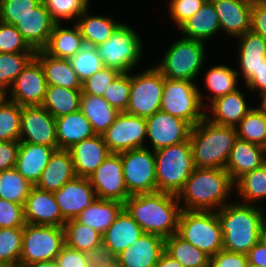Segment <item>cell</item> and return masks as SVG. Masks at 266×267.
I'll list each match as a JSON object with an SVG mask.
<instances>
[{
	"label": "cell",
	"mask_w": 266,
	"mask_h": 267,
	"mask_svg": "<svg viewBox=\"0 0 266 267\" xmlns=\"http://www.w3.org/2000/svg\"><path fill=\"white\" fill-rule=\"evenodd\" d=\"M234 190L235 182L225 169L196 167L177 199L183 210L216 212L234 200Z\"/></svg>",
	"instance_id": "6da1fadb"
},
{
	"label": "cell",
	"mask_w": 266,
	"mask_h": 267,
	"mask_svg": "<svg viewBox=\"0 0 266 267\" xmlns=\"http://www.w3.org/2000/svg\"><path fill=\"white\" fill-rule=\"evenodd\" d=\"M124 208L144 233L158 235L164 240L177 234L182 211L177 195L160 191L131 195Z\"/></svg>",
	"instance_id": "7a4b0ae2"
},
{
	"label": "cell",
	"mask_w": 266,
	"mask_h": 267,
	"mask_svg": "<svg viewBox=\"0 0 266 267\" xmlns=\"http://www.w3.org/2000/svg\"><path fill=\"white\" fill-rule=\"evenodd\" d=\"M216 214L223 234V250L246 255L262 239L263 207L235 199Z\"/></svg>",
	"instance_id": "3957f363"
},
{
	"label": "cell",
	"mask_w": 266,
	"mask_h": 267,
	"mask_svg": "<svg viewBox=\"0 0 266 267\" xmlns=\"http://www.w3.org/2000/svg\"><path fill=\"white\" fill-rule=\"evenodd\" d=\"M237 138L234 127L216 125L204 118L191 128L189 137L195 167L225 169Z\"/></svg>",
	"instance_id": "277c9868"
},
{
	"label": "cell",
	"mask_w": 266,
	"mask_h": 267,
	"mask_svg": "<svg viewBox=\"0 0 266 267\" xmlns=\"http://www.w3.org/2000/svg\"><path fill=\"white\" fill-rule=\"evenodd\" d=\"M206 44L183 36L176 38L154 66L165 78L197 82L209 55Z\"/></svg>",
	"instance_id": "5b68a950"
},
{
	"label": "cell",
	"mask_w": 266,
	"mask_h": 267,
	"mask_svg": "<svg viewBox=\"0 0 266 267\" xmlns=\"http://www.w3.org/2000/svg\"><path fill=\"white\" fill-rule=\"evenodd\" d=\"M154 153L157 191L178 195L196 168L189 139Z\"/></svg>",
	"instance_id": "8992f818"
},
{
	"label": "cell",
	"mask_w": 266,
	"mask_h": 267,
	"mask_svg": "<svg viewBox=\"0 0 266 267\" xmlns=\"http://www.w3.org/2000/svg\"><path fill=\"white\" fill-rule=\"evenodd\" d=\"M139 34L136 28L124 22L106 42L97 45L104 66L121 73L137 70L145 52V42Z\"/></svg>",
	"instance_id": "52a82bcc"
},
{
	"label": "cell",
	"mask_w": 266,
	"mask_h": 267,
	"mask_svg": "<svg viewBox=\"0 0 266 267\" xmlns=\"http://www.w3.org/2000/svg\"><path fill=\"white\" fill-rule=\"evenodd\" d=\"M177 235L210 258L223 250V234L215 211H181Z\"/></svg>",
	"instance_id": "ba28073f"
},
{
	"label": "cell",
	"mask_w": 266,
	"mask_h": 267,
	"mask_svg": "<svg viewBox=\"0 0 266 267\" xmlns=\"http://www.w3.org/2000/svg\"><path fill=\"white\" fill-rule=\"evenodd\" d=\"M165 77L154 66L131 72V89L126 113L148 118L161 109Z\"/></svg>",
	"instance_id": "9c48e42d"
},
{
	"label": "cell",
	"mask_w": 266,
	"mask_h": 267,
	"mask_svg": "<svg viewBox=\"0 0 266 267\" xmlns=\"http://www.w3.org/2000/svg\"><path fill=\"white\" fill-rule=\"evenodd\" d=\"M198 82L165 78L161 111L187 121L192 127L205 118Z\"/></svg>",
	"instance_id": "30bf717a"
},
{
	"label": "cell",
	"mask_w": 266,
	"mask_h": 267,
	"mask_svg": "<svg viewBox=\"0 0 266 267\" xmlns=\"http://www.w3.org/2000/svg\"><path fill=\"white\" fill-rule=\"evenodd\" d=\"M64 245V227L26 223L19 265L55 260Z\"/></svg>",
	"instance_id": "8fae6325"
},
{
	"label": "cell",
	"mask_w": 266,
	"mask_h": 267,
	"mask_svg": "<svg viewBox=\"0 0 266 267\" xmlns=\"http://www.w3.org/2000/svg\"><path fill=\"white\" fill-rule=\"evenodd\" d=\"M128 194L157 192L156 160L153 150L143 147L119 153Z\"/></svg>",
	"instance_id": "7c38bea8"
},
{
	"label": "cell",
	"mask_w": 266,
	"mask_h": 267,
	"mask_svg": "<svg viewBox=\"0 0 266 267\" xmlns=\"http://www.w3.org/2000/svg\"><path fill=\"white\" fill-rule=\"evenodd\" d=\"M146 118L119 112L102 135L111 153L146 147Z\"/></svg>",
	"instance_id": "4fadbf2b"
},
{
	"label": "cell",
	"mask_w": 266,
	"mask_h": 267,
	"mask_svg": "<svg viewBox=\"0 0 266 267\" xmlns=\"http://www.w3.org/2000/svg\"><path fill=\"white\" fill-rule=\"evenodd\" d=\"M146 127V147L153 151L187 141L192 128L187 121L161 110L146 118Z\"/></svg>",
	"instance_id": "5bb4252c"
},
{
	"label": "cell",
	"mask_w": 266,
	"mask_h": 267,
	"mask_svg": "<svg viewBox=\"0 0 266 267\" xmlns=\"http://www.w3.org/2000/svg\"><path fill=\"white\" fill-rule=\"evenodd\" d=\"M123 164L119 153H110L103 163L88 177L98 199L121 203L130 197L124 182Z\"/></svg>",
	"instance_id": "9a60e30c"
},
{
	"label": "cell",
	"mask_w": 266,
	"mask_h": 267,
	"mask_svg": "<svg viewBox=\"0 0 266 267\" xmlns=\"http://www.w3.org/2000/svg\"><path fill=\"white\" fill-rule=\"evenodd\" d=\"M47 82L40 62L34 57L8 89V99L24 106H41Z\"/></svg>",
	"instance_id": "2e32d148"
},
{
	"label": "cell",
	"mask_w": 266,
	"mask_h": 267,
	"mask_svg": "<svg viewBox=\"0 0 266 267\" xmlns=\"http://www.w3.org/2000/svg\"><path fill=\"white\" fill-rule=\"evenodd\" d=\"M19 141L58 149L55 118L42 106L22 107Z\"/></svg>",
	"instance_id": "e0dca14e"
},
{
	"label": "cell",
	"mask_w": 266,
	"mask_h": 267,
	"mask_svg": "<svg viewBox=\"0 0 266 267\" xmlns=\"http://www.w3.org/2000/svg\"><path fill=\"white\" fill-rule=\"evenodd\" d=\"M237 59L236 70L240 82L245 86L252 78L256 77L259 68L266 60V40L254 32L247 31L236 38ZM238 60V61H237Z\"/></svg>",
	"instance_id": "ac0fdd59"
},
{
	"label": "cell",
	"mask_w": 266,
	"mask_h": 267,
	"mask_svg": "<svg viewBox=\"0 0 266 267\" xmlns=\"http://www.w3.org/2000/svg\"><path fill=\"white\" fill-rule=\"evenodd\" d=\"M53 193L66 220L76 218L98 199L90 180L85 177L76 176Z\"/></svg>",
	"instance_id": "d6986e66"
},
{
	"label": "cell",
	"mask_w": 266,
	"mask_h": 267,
	"mask_svg": "<svg viewBox=\"0 0 266 267\" xmlns=\"http://www.w3.org/2000/svg\"><path fill=\"white\" fill-rule=\"evenodd\" d=\"M242 91H241V90ZM242 88L219 97L205 108V118L211 123L236 127L255 106L250 105Z\"/></svg>",
	"instance_id": "ffe728a7"
},
{
	"label": "cell",
	"mask_w": 266,
	"mask_h": 267,
	"mask_svg": "<svg viewBox=\"0 0 266 267\" xmlns=\"http://www.w3.org/2000/svg\"><path fill=\"white\" fill-rule=\"evenodd\" d=\"M26 223L64 227L67 221L60 211L55 195L33 186L24 204Z\"/></svg>",
	"instance_id": "44dd1931"
},
{
	"label": "cell",
	"mask_w": 266,
	"mask_h": 267,
	"mask_svg": "<svg viewBox=\"0 0 266 267\" xmlns=\"http://www.w3.org/2000/svg\"><path fill=\"white\" fill-rule=\"evenodd\" d=\"M215 7L221 34L236 39L251 29L252 5L241 0H211Z\"/></svg>",
	"instance_id": "7402d4cb"
},
{
	"label": "cell",
	"mask_w": 266,
	"mask_h": 267,
	"mask_svg": "<svg viewBox=\"0 0 266 267\" xmlns=\"http://www.w3.org/2000/svg\"><path fill=\"white\" fill-rule=\"evenodd\" d=\"M236 68V66L233 68L229 64L221 63L205 69L206 71L203 75L204 89L198 84L200 99L205 108L215 99L232 93L241 87ZM202 89L204 90L203 92L201 91Z\"/></svg>",
	"instance_id": "603a6c76"
},
{
	"label": "cell",
	"mask_w": 266,
	"mask_h": 267,
	"mask_svg": "<svg viewBox=\"0 0 266 267\" xmlns=\"http://www.w3.org/2000/svg\"><path fill=\"white\" fill-rule=\"evenodd\" d=\"M55 24L44 2L41 1L15 26L28 45L38 51L47 45Z\"/></svg>",
	"instance_id": "cb8c5ba5"
},
{
	"label": "cell",
	"mask_w": 266,
	"mask_h": 267,
	"mask_svg": "<svg viewBox=\"0 0 266 267\" xmlns=\"http://www.w3.org/2000/svg\"><path fill=\"white\" fill-rule=\"evenodd\" d=\"M165 251V240L158 235L144 233L132 245L118 254L123 267H156Z\"/></svg>",
	"instance_id": "d4e9b609"
},
{
	"label": "cell",
	"mask_w": 266,
	"mask_h": 267,
	"mask_svg": "<svg viewBox=\"0 0 266 267\" xmlns=\"http://www.w3.org/2000/svg\"><path fill=\"white\" fill-rule=\"evenodd\" d=\"M68 150L72 156L76 176L85 178H88L111 153L103 136L97 134L74 144Z\"/></svg>",
	"instance_id": "484cf974"
},
{
	"label": "cell",
	"mask_w": 266,
	"mask_h": 267,
	"mask_svg": "<svg viewBox=\"0 0 266 267\" xmlns=\"http://www.w3.org/2000/svg\"><path fill=\"white\" fill-rule=\"evenodd\" d=\"M55 147L19 141L15 169L33 186H36Z\"/></svg>",
	"instance_id": "4316f807"
},
{
	"label": "cell",
	"mask_w": 266,
	"mask_h": 267,
	"mask_svg": "<svg viewBox=\"0 0 266 267\" xmlns=\"http://www.w3.org/2000/svg\"><path fill=\"white\" fill-rule=\"evenodd\" d=\"M265 163L266 154L262 146L237 138L225 170L236 182L244 174L261 167Z\"/></svg>",
	"instance_id": "83f0119b"
},
{
	"label": "cell",
	"mask_w": 266,
	"mask_h": 267,
	"mask_svg": "<svg viewBox=\"0 0 266 267\" xmlns=\"http://www.w3.org/2000/svg\"><path fill=\"white\" fill-rule=\"evenodd\" d=\"M176 31L181 36L206 43L221 31L220 22L211 0H206L202 7L187 19Z\"/></svg>",
	"instance_id": "f1b7e54d"
},
{
	"label": "cell",
	"mask_w": 266,
	"mask_h": 267,
	"mask_svg": "<svg viewBox=\"0 0 266 267\" xmlns=\"http://www.w3.org/2000/svg\"><path fill=\"white\" fill-rule=\"evenodd\" d=\"M76 177L74 163L69 150L56 149L42 172L36 187L43 191H57Z\"/></svg>",
	"instance_id": "f546056e"
},
{
	"label": "cell",
	"mask_w": 266,
	"mask_h": 267,
	"mask_svg": "<svg viewBox=\"0 0 266 267\" xmlns=\"http://www.w3.org/2000/svg\"><path fill=\"white\" fill-rule=\"evenodd\" d=\"M144 232L138 223L132 218L128 211L123 208L117 215L115 221L102 235V242L116 255L120 254Z\"/></svg>",
	"instance_id": "4dcf8cb0"
},
{
	"label": "cell",
	"mask_w": 266,
	"mask_h": 267,
	"mask_svg": "<svg viewBox=\"0 0 266 267\" xmlns=\"http://www.w3.org/2000/svg\"><path fill=\"white\" fill-rule=\"evenodd\" d=\"M69 25H54L48 43L42 49L47 55L69 60L85 46L79 27L72 22Z\"/></svg>",
	"instance_id": "1f68e13d"
},
{
	"label": "cell",
	"mask_w": 266,
	"mask_h": 267,
	"mask_svg": "<svg viewBox=\"0 0 266 267\" xmlns=\"http://www.w3.org/2000/svg\"><path fill=\"white\" fill-rule=\"evenodd\" d=\"M89 10L90 7L80 15L75 24L80 29L85 45L96 47L106 42L124 22L116 21L115 16L107 14H91Z\"/></svg>",
	"instance_id": "d6a6232c"
},
{
	"label": "cell",
	"mask_w": 266,
	"mask_h": 267,
	"mask_svg": "<svg viewBox=\"0 0 266 267\" xmlns=\"http://www.w3.org/2000/svg\"><path fill=\"white\" fill-rule=\"evenodd\" d=\"M55 121L58 149L68 150L74 144L96 135L81 110L56 118Z\"/></svg>",
	"instance_id": "836d02e7"
},
{
	"label": "cell",
	"mask_w": 266,
	"mask_h": 267,
	"mask_svg": "<svg viewBox=\"0 0 266 267\" xmlns=\"http://www.w3.org/2000/svg\"><path fill=\"white\" fill-rule=\"evenodd\" d=\"M35 58L43 68L47 86L54 85L81 90L82 82L68 59L52 57L47 55L43 50L36 51Z\"/></svg>",
	"instance_id": "e575fe53"
},
{
	"label": "cell",
	"mask_w": 266,
	"mask_h": 267,
	"mask_svg": "<svg viewBox=\"0 0 266 267\" xmlns=\"http://www.w3.org/2000/svg\"><path fill=\"white\" fill-rule=\"evenodd\" d=\"M80 110L97 135H103L119 114L103 97L89 94L81 95Z\"/></svg>",
	"instance_id": "d590c367"
},
{
	"label": "cell",
	"mask_w": 266,
	"mask_h": 267,
	"mask_svg": "<svg viewBox=\"0 0 266 267\" xmlns=\"http://www.w3.org/2000/svg\"><path fill=\"white\" fill-rule=\"evenodd\" d=\"M123 208L124 204L119 201L97 199L90 207L85 208L76 219L103 235Z\"/></svg>",
	"instance_id": "8d00e7d4"
},
{
	"label": "cell",
	"mask_w": 266,
	"mask_h": 267,
	"mask_svg": "<svg viewBox=\"0 0 266 267\" xmlns=\"http://www.w3.org/2000/svg\"><path fill=\"white\" fill-rule=\"evenodd\" d=\"M234 192L238 202L266 207L262 204L266 199V163L241 176L235 182Z\"/></svg>",
	"instance_id": "74e56055"
},
{
	"label": "cell",
	"mask_w": 266,
	"mask_h": 267,
	"mask_svg": "<svg viewBox=\"0 0 266 267\" xmlns=\"http://www.w3.org/2000/svg\"><path fill=\"white\" fill-rule=\"evenodd\" d=\"M81 95V90L49 85L41 106L56 119L80 110Z\"/></svg>",
	"instance_id": "f35d334b"
},
{
	"label": "cell",
	"mask_w": 266,
	"mask_h": 267,
	"mask_svg": "<svg viewBox=\"0 0 266 267\" xmlns=\"http://www.w3.org/2000/svg\"><path fill=\"white\" fill-rule=\"evenodd\" d=\"M165 251L183 267H209L210 257L177 234L165 239Z\"/></svg>",
	"instance_id": "ab89813d"
},
{
	"label": "cell",
	"mask_w": 266,
	"mask_h": 267,
	"mask_svg": "<svg viewBox=\"0 0 266 267\" xmlns=\"http://www.w3.org/2000/svg\"><path fill=\"white\" fill-rule=\"evenodd\" d=\"M235 129L238 138L262 146L266 136V110L257 102Z\"/></svg>",
	"instance_id": "60d3db41"
},
{
	"label": "cell",
	"mask_w": 266,
	"mask_h": 267,
	"mask_svg": "<svg viewBox=\"0 0 266 267\" xmlns=\"http://www.w3.org/2000/svg\"><path fill=\"white\" fill-rule=\"evenodd\" d=\"M65 244L68 247L87 252L102 242V234L80 223L76 218L64 224Z\"/></svg>",
	"instance_id": "b9f144b4"
},
{
	"label": "cell",
	"mask_w": 266,
	"mask_h": 267,
	"mask_svg": "<svg viewBox=\"0 0 266 267\" xmlns=\"http://www.w3.org/2000/svg\"><path fill=\"white\" fill-rule=\"evenodd\" d=\"M33 185L15 168L0 171V198L24 205Z\"/></svg>",
	"instance_id": "7bdbcfd3"
},
{
	"label": "cell",
	"mask_w": 266,
	"mask_h": 267,
	"mask_svg": "<svg viewBox=\"0 0 266 267\" xmlns=\"http://www.w3.org/2000/svg\"><path fill=\"white\" fill-rule=\"evenodd\" d=\"M35 53H0V87L8 90Z\"/></svg>",
	"instance_id": "ee69618b"
},
{
	"label": "cell",
	"mask_w": 266,
	"mask_h": 267,
	"mask_svg": "<svg viewBox=\"0 0 266 267\" xmlns=\"http://www.w3.org/2000/svg\"><path fill=\"white\" fill-rule=\"evenodd\" d=\"M56 23H75L80 15L91 7L90 0H42Z\"/></svg>",
	"instance_id": "f6af8a7d"
},
{
	"label": "cell",
	"mask_w": 266,
	"mask_h": 267,
	"mask_svg": "<svg viewBox=\"0 0 266 267\" xmlns=\"http://www.w3.org/2000/svg\"><path fill=\"white\" fill-rule=\"evenodd\" d=\"M22 241L23 227L0 228V263L19 265Z\"/></svg>",
	"instance_id": "bcb514c9"
},
{
	"label": "cell",
	"mask_w": 266,
	"mask_h": 267,
	"mask_svg": "<svg viewBox=\"0 0 266 267\" xmlns=\"http://www.w3.org/2000/svg\"><path fill=\"white\" fill-rule=\"evenodd\" d=\"M22 107L8 100L0 107V141H19Z\"/></svg>",
	"instance_id": "7dc6e473"
},
{
	"label": "cell",
	"mask_w": 266,
	"mask_h": 267,
	"mask_svg": "<svg viewBox=\"0 0 266 267\" xmlns=\"http://www.w3.org/2000/svg\"><path fill=\"white\" fill-rule=\"evenodd\" d=\"M69 61L81 82L105 67L98 55L96 47L93 46L85 45Z\"/></svg>",
	"instance_id": "c3c4849f"
},
{
	"label": "cell",
	"mask_w": 266,
	"mask_h": 267,
	"mask_svg": "<svg viewBox=\"0 0 266 267\" xmlns=\"http://www.w3.org/2000/svg\"><path fill=\"white\" fill-rule=\"evenodd\" d=\"M131 72L120 73L108 86L103 98L118 112H125L130 96Z\"/></svg>",
	"instance_id": "681fc988"
},
{
	"label": "cell",
	"mask_w": 266,
	"mask_h": 267,
	"mask_svg": "<svg viewBox=\"0 0 266 267\" xmlns=\"http://www.w3.org/2000/svg\"><path fill=\"white\" fill-rule=\"evenodd\" d=\"M42 0H0V20L16 25L31 12Z\"/></svg>",
	"instance_id": "f907efd6"
},
{
	"label": "cell",
	"mask_w": 266,
	"mask_h": 267,
	"mask_svg": "<svg viewBox=\"0 0 266 267\" xmlns=\"http://www.w3.org/2000/svg\"><path fill=\"white\" fill-rule=\"evenodd\" d=\"M36 52L23 39L16 26L0 21V53Z\"/></svg>",
	"instance_id": "816d5d0a"
},
{
	"label": "cell",
	"mask_w": 266,
	"mask_h": 267,
	"mask_svg": "<svg viewBox=\"0 0 266 267\" xmlns=\"http://www.w3.org/2000/svg\"><path fill=\"white\" fill-rule=\"evenodd\" d=\"M116 69L103 67L101 70L82 82V94L103 97L108 86L120 74Z\"/></svg>",
	"instance_id": "f5cc1de1"
},
{
	"label": "cell",
	"mask_w": 266,
	"mask_h": 267,
	"mask_svg": "<svg viewBox=\"0 0 266 267\" xmlns=\"http://www.w3.org/2000/svg\"><path fill=\"white\" fill-rule=\"evenodd\" d=\"M206 0H173L168 5V15L179 28L187 19L193 16L205 3Z\"/></svg>",
	"instance_id": "db71d44e"
},
{
	"label": "cell",
	"mask_w": 266,
	"mask_h": 267,
	"mask_svg": "<svg viewBox=\"0 0 266 267\" xmlns=\"http://www.w3.org/2000/svg\"><path fill=\"white\" fill-rule=\"evenodd\" d=\"M24 205L0 198V228L24 227Z\"/></svg>",
	"instance_id": "11a10c76"
},
{
	"label": "cell",
	"mask_w": 266,
	"mask_h": 267,
	"mask_svg": "<svg viewBox=\"0 0 266 267\" xmlns=\"http://www.w3.org/2000/svg\"><path fill=\"white\" fill-rule=\"evenodd\" d=\"M89 267H111L118 263V255L103 242L86 252Z\"/></svg>",
	"instance_id": "9f6ffc18"
},
{
	"label": "cell",
	"mask_w": 266,
	"mask_h": 267,
	"mask_svg": "<svg viewBox=\"0 0 266 267\" xmlns=\"http://www.w3.org/2000/svg\"><path fill=\"white\" fill-rule=\"evenodd\" d=\"M245 254L220 250L210 258L209 267H247Z\"/></svg>",
	"instance_id": "6f0895ef"
},
{
	"label": "cell",
	"mask_w": 266,
	"mask_h": 267,
	"mask_svg": "<svg viewBox=\"0 0 266 267\" xmlns=\"http://www.w3.org/2000/svg\"><path fill=\"white\" fill-rule=\"evenodd\" d=\"M55 260L58 267H89L86 253L68 247L66 244L62 247Z\"/></svg>",
	"instance_id": "680465c9"
},
{
	"label": "cell",
	"mask_w": 266,
	"mask_h": 267,
	"mask_svg": "<svg viewBox=\"0 0 266 267\" xmlns=\"http://www.w3.org/2000/svg\"><path fill=\"white\" fill-rule=\"evenodd\" d=\"M19 141H0V171L15 167Z\"/></svg>",
	"instance_id": "91938a15"
},
{
	"label": "cell",
	"mask_w": 266,
	"mask_h": 267,
	"mask_svg": "<svg viewBox=\"0 0 266 267\" xmlns=\"http://www.w3.org/2000/svg\"><path fill=\"white\" fill-rule=\"evenodd\" d=\"M250 30L266 40V2L252 5Z\"/></svg>",
	"instance_id": "94428289"
},
{
	"label": "cell",
	"mask_w": 266,
	"mask_h": 267,
	"mask_svg": "<svg viewBox=\"0 0 266 267\" xmlns=\"http://www.w3.org/2000/svg\"><path fill=\"white\" fill-rule=\"evenodd\" d=\"M245 89L250 92V94H256L257 101L255 104L266 95V60L256 73V77L252 78L245 86Z\"/></svg>",
	"instance_id": "6125c7cd"
},
{
	"label": "cell",
	"mask_w": 266,
	"mask_h": 267,
	"mask_svg": "<svg viewBox=\"0 0 266 267\" xmlns=\"http://www.w3.org/2000/svg\"><path fill=\"white\" fill-rule=\"evenodd\" d=\"M248 264L266 267V241L262 238L246 254Z\"/></svg>",
	"instance_id": "be15d7a7"
},
{
	"label": "cell",
	"mask_w": 266,
	"mask_h": 267,
	"mask_svg": "<svg viewBox=\"0 0 266 267\" xmlns=\"http://www.w3.org/2000/svg\"><path fill=\"white\" fill-rule=\"evenodd\" d=\"M156 267H183V266L180 262L174 259L169 253L164 251L160 256Z\"/></svg>",
	"instance_id": "e7e4bbea"
},
{
	"label": "cell",
	"mask_w": 266,
	"mask_h": 267,
	"mask_svg": "<svg viewBox=\"0 0 266 267\" xmlns=\"http://www.w3.org/2000/svg\"><path fill=\"white\" fill-rule=\"evenodd\" d=\"M28 267H58V264L56 260H47L29 265Z\"/></svg>",
	"instance_id": "03108f58"
},
{
	"label": "cell",
	"mask_w": 266,
	"mask_h": 267,
	"mask_svg": "<svg viewBox=\"0 0 266 267\" xmlns=\"http://www.w3.org/2000/svg\"><path fill=\"white\" fill-rule=\"evenodd\" d=\"M8 100V90L0 87V107H2Z\"/></svg>",
	"instance_id": "003e7915"
},
{
	"label": "cell",
	"mask_w": 266,
	"mask_h": 267,
	"mask_svg": "<svg viewBox=\"0 0 266 267\" xmlns=\"http://www.w3.org/2000/svg\"><path fill=\"white\" fill-rule=\"evenodd\" d=\"M262 238L266 241V207L262 218Z\"/></svg>",
	"instance_id": "a7ac6f4b"
},
{
	"label": "cell",
	"mask_w": 266,
	"mask_h": 267,
	"mask_svg": "<svg viewBox=\"0 0 266 267\" xmlns=\"http://www.w3.org/2000/svg\"><path fill=\"white\" fill-rule=\"evenodd\" d=\"M241 1L248 3L250 5H255V4L262 3V2H266V0H241Z\"/></svg>",
	"instance_id": "89a4df30"
},
{
	"label": "cell",
	"mask_w": 266,
	"mask_h": 267,
	"mask_svg": "<svg viewBox=\"0 0 266 267\" xmlns=\"http://www.w3.org/2000/svg\"><path fill=\"white\" fill-rule=\"evenodd\" d=\"M259 104L266 110V95L259 100Z\"/></svg>",
	"instance_id": "2644e50d"
},
{
	"label": "cell",
	"mask_w": 266,
	"mask_h": 267,
	"mask_svg": "<svg viewBox=\"0 0 266 267\" xmlns=\"http://www.w3.org/2000/svg\"><path fill=\"white\" fill-rule=\"evenodd\" d=\"M263 147V150L265 151V154H266V136H265V141H264V144L262 145Z\"/></svg>",
	"instance_id": "8c879c8a"
},
{
	"label": "cell",
	"mask_w": 266,
	"mask_h": 267,
	"mask_svg": "<svg viewBox=\"0 0 266 267\" xmlns=\"http://www.w3.org/2000/svg\"><path fill=\"white\" fill-rule=\"evenodd\" d=\"M0 267H10V265L0 263Z\"/></svg>",
	"instance_id": "753ad0ef"
},
{
	"label": "cell",
	"mask_w": 266,
	"mask_h": 267,
	"mask_svg": "<svg viewBox=\"0 0 266 267\" xmlns=\"http://www.w3.org/2000/svg\"><path fill=\"white\" fill-rule=\"evenodd\" d=\"M247 267H261V266L248 264Z\"/></svg>",
	"instance_id": "34e18365"
},
{
	"label": "cell",
	"mask_w": 266,
	"mask_h": 267,
	"mask_svg": "<svg viewBox=\"0 0 266 267\" xmlns=\"http://www.w3.org/2000/svg\"><path fill=\"white\" fill-rule=\"evenodd\" d=\"M10 267H28V266L14 265V266H10Z\"/></svg>",
	"instance_id": "11e5206c"
},
{
	"label": "cell",
	"mask_w": 266,
	"mask_h": 267,
	"mask_svg": "<svg viewBox=\"0 0 266 267\" xmlns=\"http://www.w3.org/2000/svg\"><path fill=\"white\" fill-rule=\"evenodd\" d=\"M111 267H123V266H121L119 263H117L115 266H111Z\"/></svg>",
	"instance_id": "2a66077c"
},
{
	"label": "cell",
	"mask_w": 266,
	"mask_h": 267,
	"mask_svg": "<svg viewBox=\"0 0 266 267\" xmlns=\"http://www.w3.org/2000/svg\"><path fill=\"white\" fill-rule=\"evenodd\" d=\"M166 1H167V3H166V4L168 5V4H169L171 1H173V0H166ZM168 1H169V2H168Z\"/></svg>",
	"instance_id": "b9fcfbb0"
}]
</instances>
